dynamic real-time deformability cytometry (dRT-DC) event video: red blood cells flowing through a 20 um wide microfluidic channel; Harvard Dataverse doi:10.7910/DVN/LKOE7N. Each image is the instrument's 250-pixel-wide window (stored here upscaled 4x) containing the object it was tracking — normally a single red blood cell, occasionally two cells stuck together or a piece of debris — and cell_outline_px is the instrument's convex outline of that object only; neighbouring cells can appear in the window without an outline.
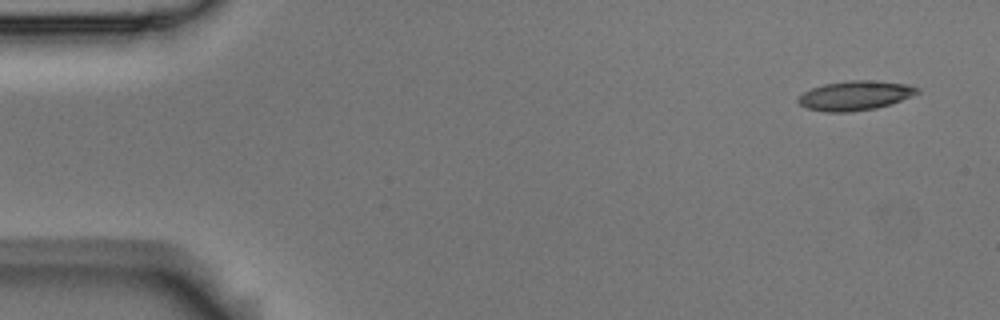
{"species": "Egyptian fruit bat (a non-hibernating species)", "species_latin": "Rousettus aegyptiacus", "temperature_condition": "room temperature", "stored_images_in_passage": 8, "camera_frame_rate_fps": 3000, "um_per_image_px": 0.085, "animal": {"sex": "male"}, "frame": {"image": 1, "passage_image": 1, "time_ms": 0.0, "image_size_px": [1000, 320], "cell_outline_px": [[920, 92], [900, 100], [876, 108], [848, 112], [824, 112], [808, 108], [800, 104], [796, 100], [804, 92], [812, 88], [824, 84], [848, 80], [868, 80], [908, 84], [920, 88]], "centroid_in_image_um": [72.67, 8.11], "position_along_channel_um": 12.3, "area_um2": 20.23}}
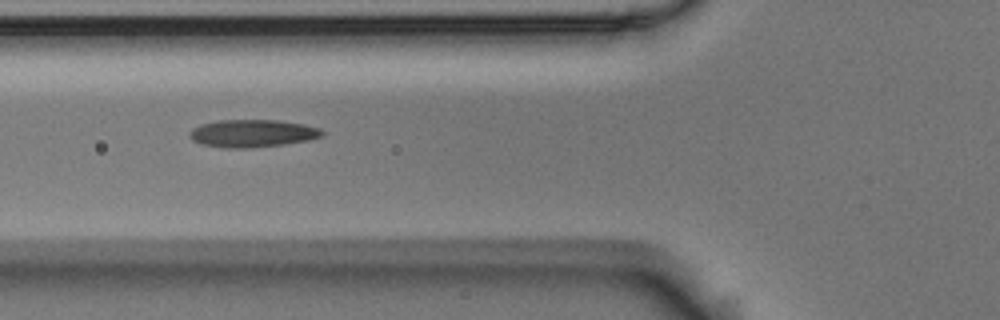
{"frame": {"image": 2, "passage_image": 5, "time_ms": 1.333, "image_size_px": [1000, 320], "cell_outline_px": [[324, 136], [308, 140], [284, 144], [252, 148], [224, 148], [200, 144], [192, 140], [188, 136], [188, 132], [192, 128], [200, 124], [220, 120], [276, 120], [304, 124], [320, 128], [324, 132]], "centroid_in_image_um": [21.43, 11.34], "position_along_channel_um": 104.4, "area_um2": 21.56}}
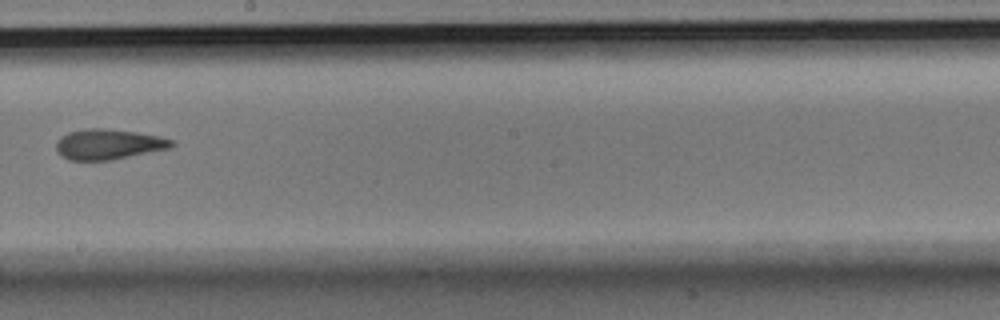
{"frame": {"image": 3, "passage_image": 8, "time_ms": 2.333, "image_size_px": [1000, 320], "cell_outline_px": [[176, 144], [172, 148], [112, 160], [68, 160], [60, 156], [56, 152], [56, 144], [60, 136], [68, 132], [84, 128], [104, 128], [136, 132], [160, 136], [176, 140]], "centroid_in_image_um": [9.24, 12.26], "position_along_channel_um": 239.0, "area_um2": 20.87}}